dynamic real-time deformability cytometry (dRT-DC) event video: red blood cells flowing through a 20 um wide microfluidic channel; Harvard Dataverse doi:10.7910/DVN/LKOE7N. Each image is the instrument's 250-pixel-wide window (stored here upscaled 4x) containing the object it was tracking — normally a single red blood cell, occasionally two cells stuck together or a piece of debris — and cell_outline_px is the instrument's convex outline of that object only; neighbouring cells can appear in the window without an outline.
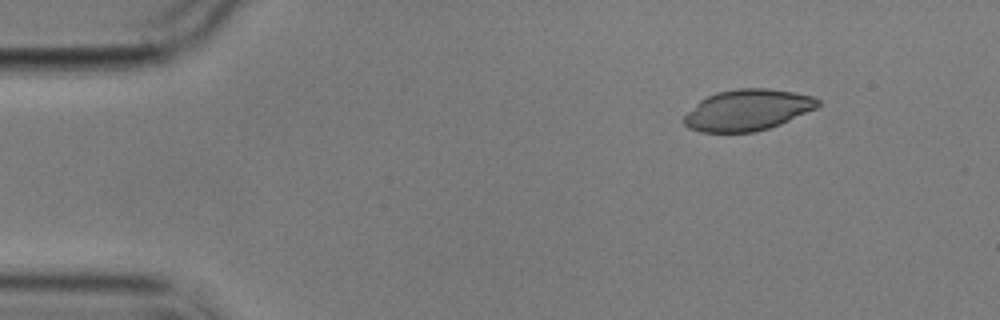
{"species": "common noctule bat (a hibernating species)", "species_latin": "Nyctalus noctula", "temperature_condition": "cold", "stored_images_in_passage": 6, "camera_frame_rate_fps": 3000, "um_per_image_px": 0.085, "animal": {"sex": "male", "body_mass_g": 17.9}, "frame": {"image": 1, "passage_image": 1, "time_ms": 0.0, "image_size_px": [1000, 320], "cell_outline_px": [[820, 104], [816, 108], [780, 124], [756, 132], [700, 132], [688, 128], [680, 120], [700, 100], [716, 92], [740, 88], [768, 88], [792, 92], [812, 96], [820, 100]], "centroid_in_image_um": [63.51, 9.36], "position_along_channel_um": 21.5, "area_um2": 32.02}}